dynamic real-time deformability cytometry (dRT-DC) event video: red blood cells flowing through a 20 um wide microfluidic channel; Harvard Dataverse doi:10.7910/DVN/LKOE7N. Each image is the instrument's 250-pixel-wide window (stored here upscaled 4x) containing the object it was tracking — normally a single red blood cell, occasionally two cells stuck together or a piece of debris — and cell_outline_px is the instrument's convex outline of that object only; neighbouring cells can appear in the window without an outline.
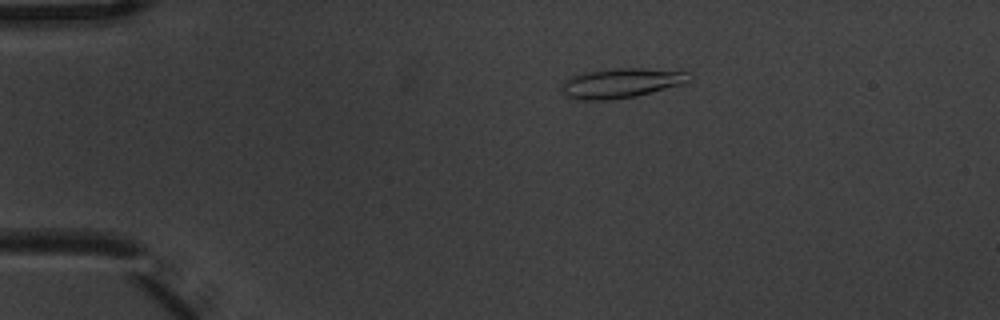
{"species": "common noctule bat (a hibernating species)", "species_latin": "Nyctalus noctula", "temperature_condition": "warm", "stored_images_in_passage": 4, "camera_frame_rate_fps": 3000, "um_per_image_px": 0.085, "animal": {"sex": "male", "body_mass_g": 20.1, "forearm_length_mm": 53.5}, "frame": {"image": 1, "passage_image": 3, "time_ms": 0.667, "image_size_px": [1000, 320], "cell_outline_px": [[692, 80], [684, 84], [636, 96], [604, 100], [580, 100], [568, 96], [564, 92], [564, 80], [572, 76], [588, 72], [616, 68], [640, 68], [688, 72]], "centroid_in_image_um": [52.86, 7.06], "position_along_channel_um": 32.1, "area_um2": 21.68}}